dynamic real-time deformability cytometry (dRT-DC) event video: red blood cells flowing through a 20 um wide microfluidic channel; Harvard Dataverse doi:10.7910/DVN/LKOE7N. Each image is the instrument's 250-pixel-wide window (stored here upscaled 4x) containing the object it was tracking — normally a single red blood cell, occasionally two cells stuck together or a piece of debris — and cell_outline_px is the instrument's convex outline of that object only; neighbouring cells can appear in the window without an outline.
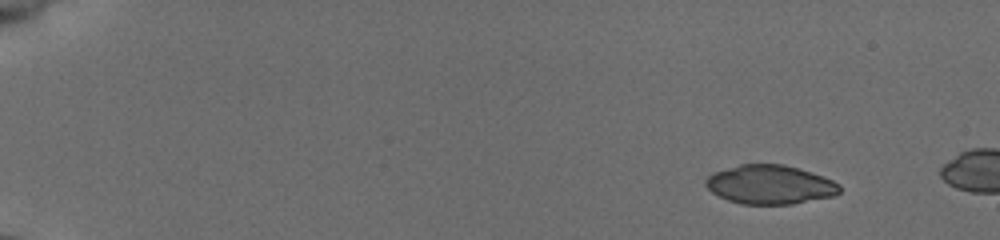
{"species": "common noctule bat (a hibernating species)", "species_latin": "Nyctalus noctula", "temperature_condition": "cold", "stored_images_in_passage": 11, "camera_frame_rate_fps": 3000, "um_per_image_px": 0.085, "animal": {"sex": "female", "body_mass_g": 19.5, "forearm_length_mm": 54.1}, "frame": {"image": 1, "passage_image": 1, "time_ms": 0.0, "image_size_px": [1000, 240], "cell_outline_px": [[840, 192], [836, 196], [792, 204], [744, 204], [728, 200], [712, 192], [704, 184], [704, 180], [712, 172], [740, 164], [784, 164], [824, 176], [840, 184]], "centroid_in_image_um": [65.46, 15.69], "position_along_channel_um": 19.5, "area_um2": 30.58}}